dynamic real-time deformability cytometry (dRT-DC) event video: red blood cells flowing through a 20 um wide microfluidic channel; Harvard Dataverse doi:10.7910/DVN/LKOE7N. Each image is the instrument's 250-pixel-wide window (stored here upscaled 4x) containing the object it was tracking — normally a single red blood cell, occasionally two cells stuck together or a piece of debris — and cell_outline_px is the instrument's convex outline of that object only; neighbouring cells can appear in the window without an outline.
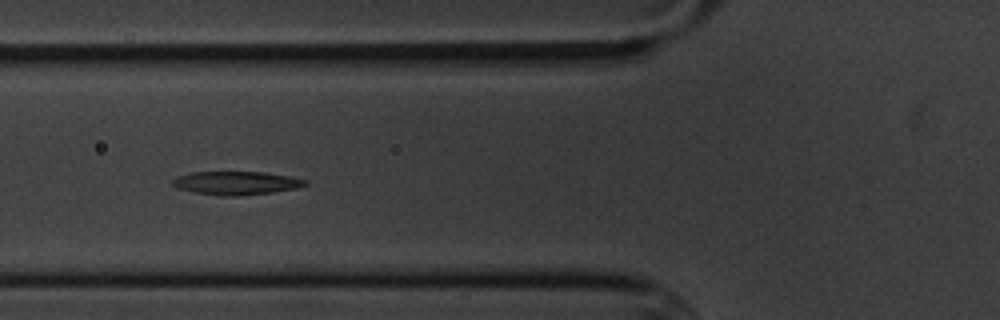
{"species": "common noctule bat (a hibernating species)", "species_latin": "Nyctalus noctula", "temperature_condition": "cold", "stored_images_in_passage": 14, "camera_frame_rate_fps": 3000, "um_per_image_px": 0.085, "animal": {"sex": "male", "body_mass_g": 20.1, "forearm_length_mm": 53.5}, "frame": {"image": 1, "passage_image": 5, "time_ms": 5.333, "image_size_px": [1000, 320], "cell_outline_px": [[308, 184], [296, 188], [272, 192], [236, 196], [220, 196], [196, 192], [180, 188], [168, 184], [176, 176], [192, 172], [264, 172], [288, 176], [308, 180]], "centroid_in_image_um": [20.05, 15.55], "position_along_channel_um": 105.7, "area_um2": 18.03}}
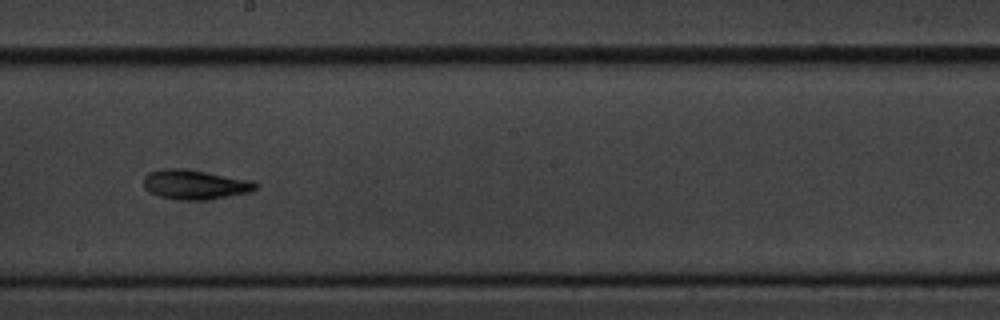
{"frame": {"image": 2, "passage_image": 8, "time_ms": 9.0, "image_size_px": [1000, 320], "cell_outline_px": [[260, 188], [248, 192], [208, 200], [180, 200], [160, 196], [144, 188], [144, 176], [148, 172], [164, 168], [180, 168], [252, 180], [260, 184]], "centroid_in_image_um": [16.6, 15.69], "position_along_channel_um": 231.6, "area_um2": 19.25}}
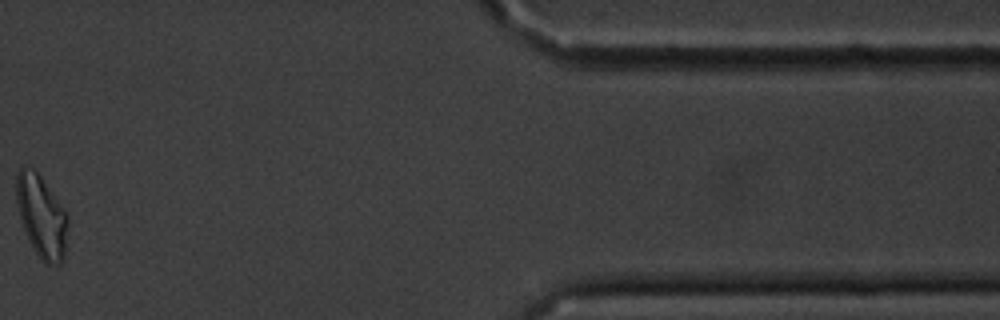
{"frame": {"image": 3, "passage_image": 13, "time_ms": 15.667, "image_size_px": [1000, 320], "cell_outline_px": [[68, 224], [64, 256], [60, 264], [48, 264], [36, 252], [24, 228], [20, 216], [16, 200], [16, 176], [20, 168], [32, 168], [40, 176], [68, 216]], "centroid_in_image_um": [3.53, 18.38], "position_along_channel_um": 407.9, "area_um2": 23.81}, "authors_computed_cell_mechanics": {"area_um2": 18.6983, "velocity_mm_per_s": 3.4168, "shape_relaxation_time_tau1_ms": 2.9502, "shape_relaxation_time_tau2_ms": null, "deformation_change_tau1": 0.1256, "deformation_change_tau2": null}}